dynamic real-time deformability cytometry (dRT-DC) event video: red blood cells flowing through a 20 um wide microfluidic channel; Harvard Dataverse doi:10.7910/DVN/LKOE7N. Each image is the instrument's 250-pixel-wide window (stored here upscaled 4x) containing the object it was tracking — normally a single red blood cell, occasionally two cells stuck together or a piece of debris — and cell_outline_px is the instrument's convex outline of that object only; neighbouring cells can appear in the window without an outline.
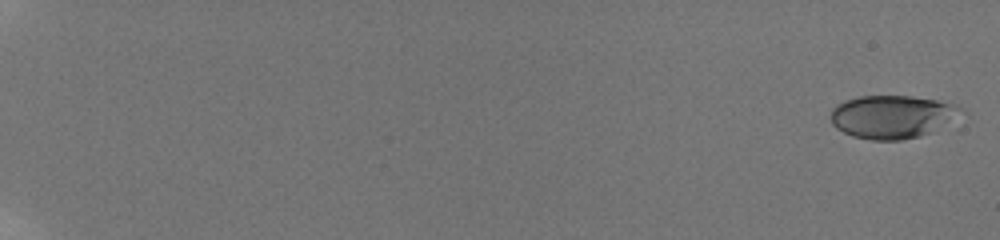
{"species": "human", "species_latin": "Homo sapiens", "temperature_condition": "room temperature", "stored_images_in_passage": 50, "camera_frame_rate_fps": 3000, "um_per_image_px": 0.085, "donor": {"sex": "male"}, "frame": {"image": 1, "passage_image": 1, "time_ms": 0.0, "image_size_px": [1000, 240], "cell_outline_px": [[960, 108], [932, 132], [920, 136], [900, 140], [872, 140], [852, 136], [836, 128], [832, 124], [832, 108], [836, 104], [844, 100], [860, 96], [912, 96], [936, 100], [952, 104]], "centroid_in_image_um": [75.68, 9.92], "position_along_channel_um": 9.3, "area_um2": 31.73}}
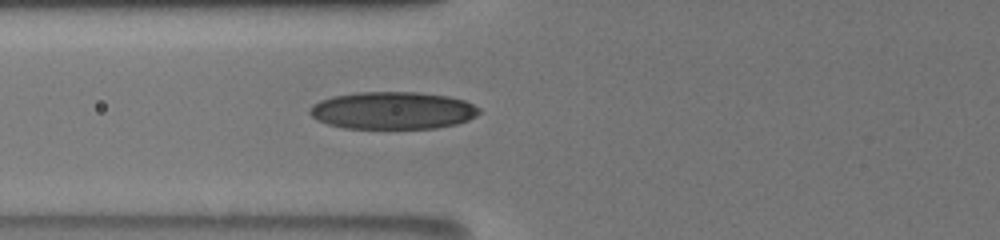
{"frame": {"image": 2, "passage_image": 23, "time_ms": 8.667, "image_size_px": [1000, 240], "cell_outline_px": [[480, 112], [476, 116], [468, 120], [456, 124], [436, 128], [344, 128], [328, 124], [316, 120], [308, 112], [308, 108], [312, 104], [320, 100], [332, 96], [356, 92], [420, 92], [448, 96], [464, 100], [480, 108]], "centroid_in_image_um": [33.35, 9.38], "position_along_channel_um": 92.4, "area_um2": 37.17}}
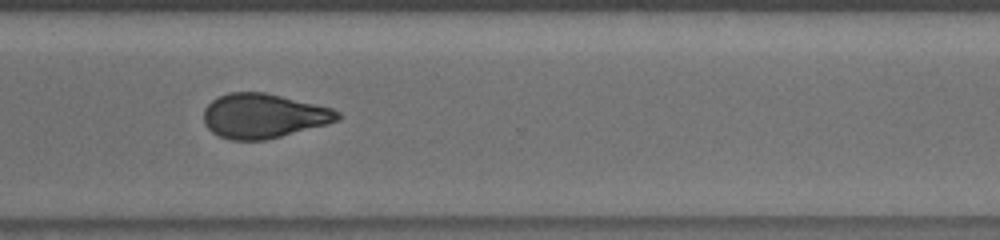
{"frame": {"image": 3, "passage_image": 40, "time_ms": 15.333, "image_size_px": [1000, 240], "cell_outline_px": [[344, 116], [328, 124], [264, 140], [232, 140], [220, 136], [212, 132], [204, 124], [204, 108], [212, 100], [228, 92], [264, 92], [332, 108], [340, 112]], "centroid_in_image_um": [22.39, 9.85], "position_along_channel_um": 348.2, "area_um2": 34.56}, "authors_computed_cell_mechanics": {"area_um2": 33.7263, "velocity_mm_per_s": 3.841, "shape_relaxation_time_tau1_ms": 7.2316, "shape_relaxation_time_tau2_ms": 2.5089, "deformation_change_tau1": 0.1806, "deformation_change_tau2": 0.0881}}